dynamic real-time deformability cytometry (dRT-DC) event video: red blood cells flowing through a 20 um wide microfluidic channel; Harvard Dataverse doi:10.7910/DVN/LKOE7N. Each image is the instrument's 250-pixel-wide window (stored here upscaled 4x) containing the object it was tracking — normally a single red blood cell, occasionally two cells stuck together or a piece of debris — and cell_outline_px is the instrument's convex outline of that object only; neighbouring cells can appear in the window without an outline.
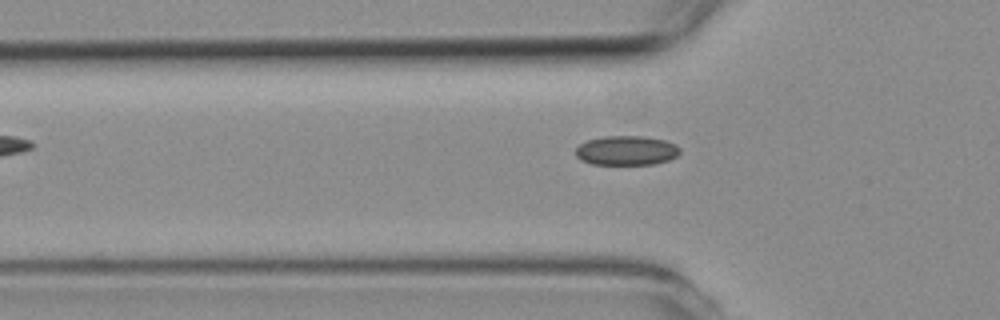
{"species": "common noctule bat (a hibernating species)", "species_latin": "Nyctalus noctula", "temperature_condition": "room temperature", "stored_images_in_passage": 2, "camera_frame_rate_fps": 3000, "um_per_image_px": 0.085, "animal": {"sex": "female", "body_mass_g": 19.3, "forearm_length_mm": 54.1}, "frame": {"image": 1, "passage_image": 2, "time_ms": 1.333, "image_size_px": [1000, 320], "cell_outline_px": [[680, 152], [676, 156], [668, 160], [656, 164], [592, 164], [580, 160], [576, 156], [576, 148], [580, 144], [588, 140], [604, 136], [640, 136], [664, 140], [676, 144], [680, 148]], "centroid_in_image_um": [53.25, 12.79], "position_along_channel_um": 72.6, "area_um2": 17.86}}